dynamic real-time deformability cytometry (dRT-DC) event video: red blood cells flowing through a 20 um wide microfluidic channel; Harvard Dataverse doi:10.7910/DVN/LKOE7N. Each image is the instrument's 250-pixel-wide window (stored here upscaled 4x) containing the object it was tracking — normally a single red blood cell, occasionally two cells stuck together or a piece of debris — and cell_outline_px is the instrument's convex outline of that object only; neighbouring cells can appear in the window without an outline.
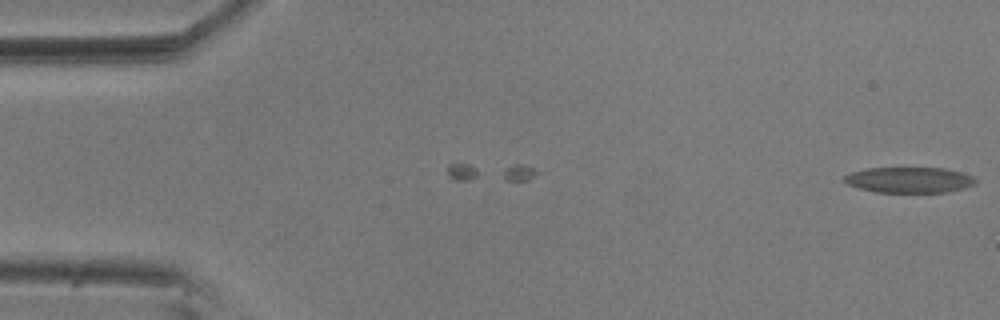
{"species": "common noctule bat (a hibernating species)", "species_latin": "Nyctalus noctula", "temperature_condition": "room temperature", "stored_images_in_passage": 12, "camera_frame_rate_fps": 3000, "um_per_image_px": 0.085, "animal": {"sex": "male", "body_mass_g": 20.5, "forearm_length_mm": 52.5}, "frame": {"image": 1, "passage_image": 12, "time_ms": 3.667, "image_size_px": [1000, 320], "cell_outline_px": [[976, 184], [964, 188], [948, 192], [876, 192], [860, 188], [848, 184], [844, 180], [844, 176], [852, 172], [868, 168], [944, 168], [960, 172], [972, 176], [976, 180]], "centroid_in_image_um": [77.31, 15.29], "position_along_channel_um": 7.7, "area_um2": 19.48}}